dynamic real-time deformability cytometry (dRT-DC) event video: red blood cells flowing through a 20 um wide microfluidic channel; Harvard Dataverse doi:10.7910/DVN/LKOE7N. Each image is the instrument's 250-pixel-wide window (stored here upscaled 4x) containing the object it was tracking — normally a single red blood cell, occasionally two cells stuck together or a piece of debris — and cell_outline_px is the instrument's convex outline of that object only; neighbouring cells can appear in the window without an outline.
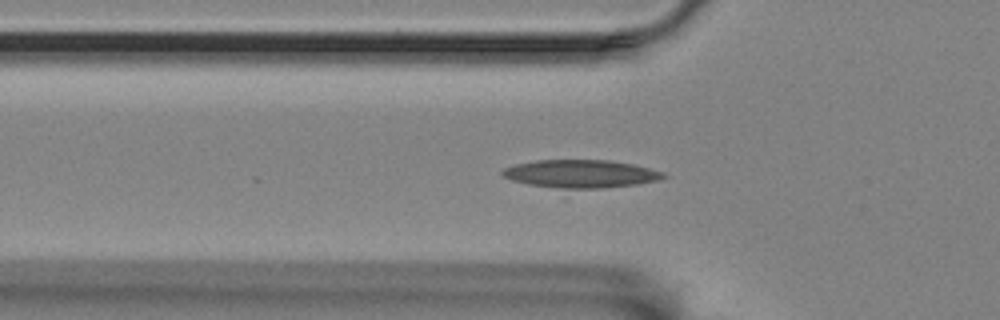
{"species": "Egyptian fruit bat (a non-hibernating species)", "species_latin": "Rousettus aegyptiacus", "temperature_condition": "room temperature", "stored_images_in_passage": 46, "camera_frame_rate_fps": 3000, "um_per_image_px": 0.085, "animal": {"sex": "female"}, "frame": {"image": 1, "passage_image": 18, "time_ms": 5.667, "image_size_px": [1000, 320], "cell_outline_px": [[668, 176], [656, 180], [636, 184], [600, 188], [560, 188], [528, 184], [512, 180], [504, 176], [500, 172], [504, 168], [516, 164], [536, 160], [608, 160], [632, 164], [664, 172]], "centroid_in_image_um": [49.34, 14.76], "position_along_channel_um": 76.5, "area_um2": 25.89}}
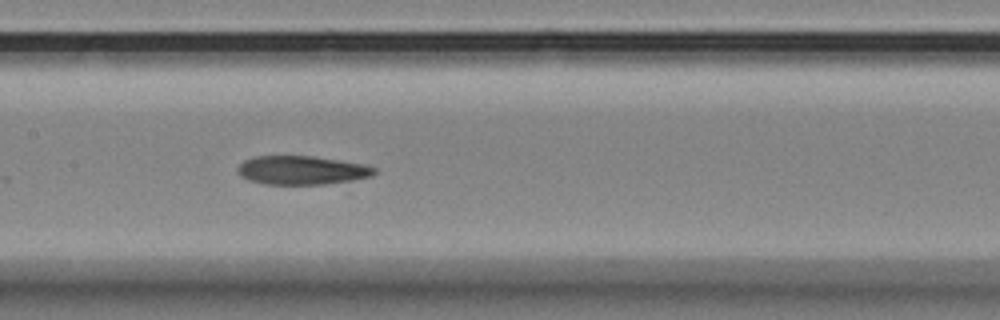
{"frame": {"image": 2, "passage_image": 27, "time_ms": 8.667, "image_size_px": [1000, 320], "cell_outline_px": [[376, 172], [372, 176], [352, 180], [324, 184], [264, 184], [248, 180], [240, 176], [236, 172], [236, 168], [244, 160], [256, 156], [312, 156], [364, 164], [376, 168]], "centroid_in_image_um": [25.61, 14.47], "position_along_channel_um": 181.8, "area_um2": 22.89}}
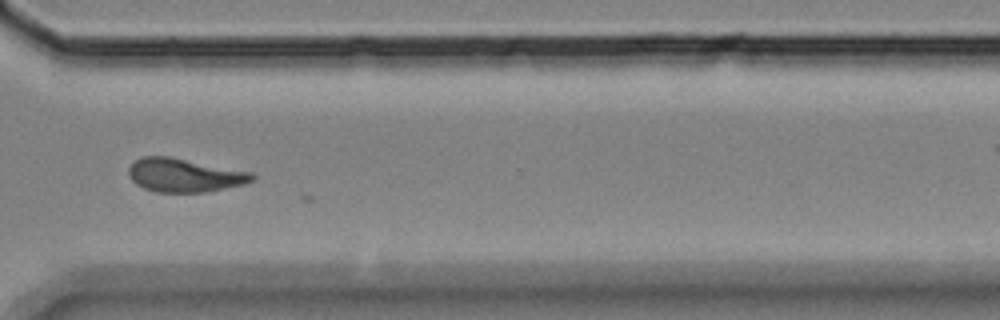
{"frame": {"image": 3, "passage_image": 42, "time_ms": 13.667, "image_size_px": [1000, 320], "cell_outline_px": [[256, 176], [252, 180], [244, 184], [204, 192], [156, 192], [144, 188], [136, 184], [128, 176], [128, 168], [140, 156], [168, 156], [252, 172]], "centroid_in_image_um": [15.64, 14.89], "position_along_channel_um": 355.0, "area_um2": 24.04}}